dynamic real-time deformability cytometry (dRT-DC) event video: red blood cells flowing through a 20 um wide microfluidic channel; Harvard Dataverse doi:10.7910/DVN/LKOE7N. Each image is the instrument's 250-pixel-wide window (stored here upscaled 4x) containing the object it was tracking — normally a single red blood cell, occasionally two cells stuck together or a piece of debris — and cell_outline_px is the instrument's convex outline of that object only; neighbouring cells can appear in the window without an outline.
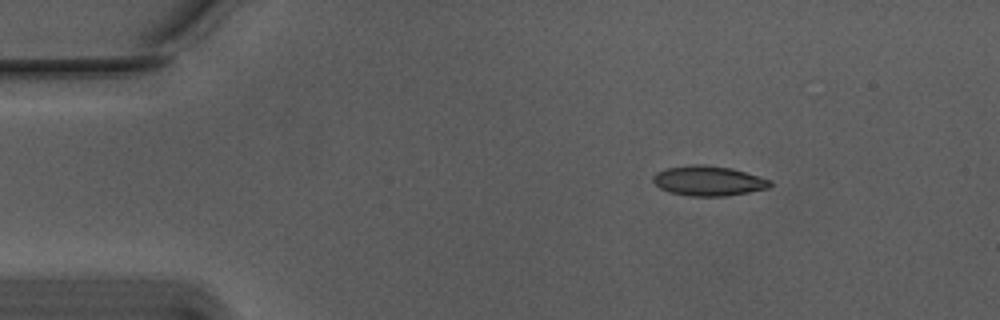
{"species": "Egyptian fruit bat (a non-hibernating species)", "species_latin": "Rousettus aegyptiacus", "temperature_condition": "warm", "stored_images_in_passage": 36, "camera_frame_rate_fps": 3000, "um_per_image_px": 0.085, "animal": {"sex": "male"}, "frame": {"image": 1, "passage_image": 1, "time_ms": 0.0, "image_size_px": [1000, 320], "cell_outline_px": [[772, 184], [768, 188], [748, 192], [724, 196], [688, 196], [668, 192], [660, 188], [652, 180], [652, 176], [656, 172], [664, 168], [692, 164], [704, 164], [732, 168], [772, 180]], "centroid_in_image_um": [60.18, 15.36], "position_along_channel_um": 24.8, "area_um2": 20.58}}
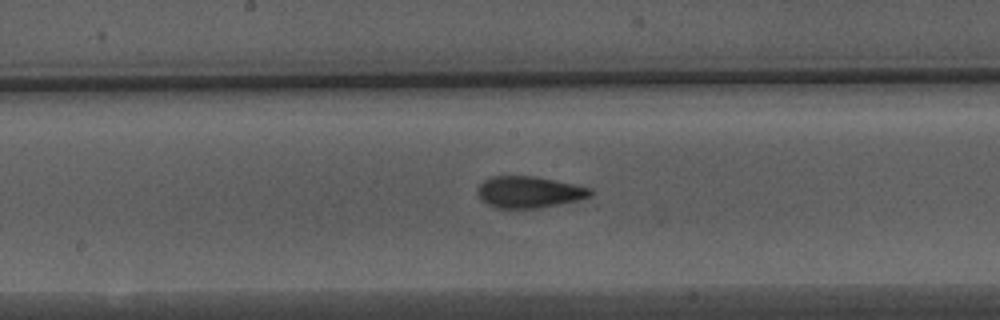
{"frame": {"image": 2, "passage_image": 21, "time_ms": 6.667, "image_size_px": [1000, 320], "cell_outline_px": [[592, 196], [580, 200], [540, 208], [496, 208], [480, 200], [476, 192], [480, 184], [484, 180], [492, 176], [532, 176], [592, 188]], "centroid_in_image_um": [44.96, 16.34], "position_along_channel_um": 203.2, "area_um2": 20.75}}
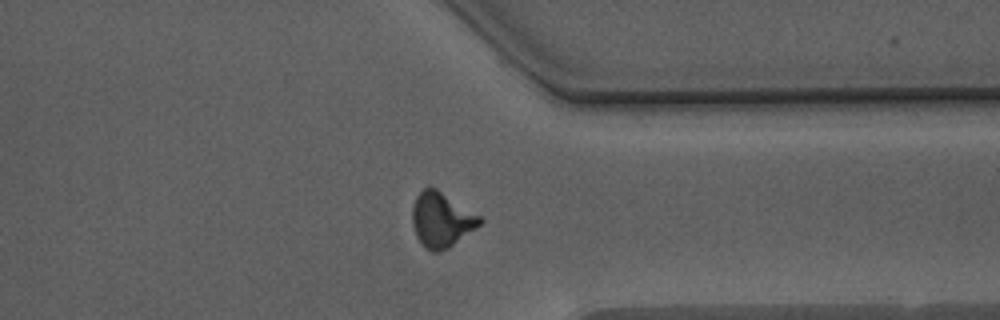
{"frame": {"image": 3, "passage_image": 35, "time_ms": 11.333, "image_size_px": [1000, 320], "cell_outline_px": [[484, 220], [476, 228], [448, 248], [440, 252], [432, 252], [424, 248], [416, 236], [412, 224], [412, 204], [416, 196], [424, 188], [436, 188], [480, 216]], "centroid_in_image_um": [37.49, 18.7], "position_along_channel_um": 373.9, "area_um2": 21.5}}